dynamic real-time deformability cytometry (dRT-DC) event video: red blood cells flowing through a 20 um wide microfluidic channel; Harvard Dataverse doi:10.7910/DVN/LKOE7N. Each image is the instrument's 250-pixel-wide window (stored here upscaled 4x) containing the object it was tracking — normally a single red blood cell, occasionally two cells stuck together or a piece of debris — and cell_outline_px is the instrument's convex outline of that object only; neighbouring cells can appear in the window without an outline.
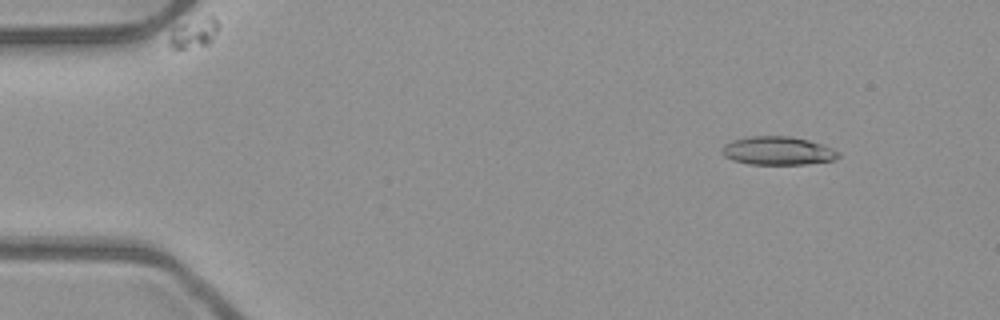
{"species": "common noctule bat (a hibernating species)", "species_latin": "Nyctalus noctula", "temperature_condition": "room temperature", "stored_images_in_passage": 50, "camera_frame_rate_fps": 3000, "um_per_image_px": 0.085, "animal": {"sex": "male", "body_mass_g": 23.1, "forearm_length_mm": 52.7}, "frame": {"image": 1, "passage_image": 4, "time_ms": 1.0, "image_size_px": [1000, 320], "cell_outline_px": [[840, 156], [832, 160], [804, 164], [748, 164], [732, 160], [724, 156], [720, 152], [720, 148], [724, 144], [732, 140], [752, 136], [792, 136], [824, 144], [840, 152]], "centroid_in_image_um": [66.08, 12.81], "position_along_channel_um": 18.9, "area_um2": 19.42}}
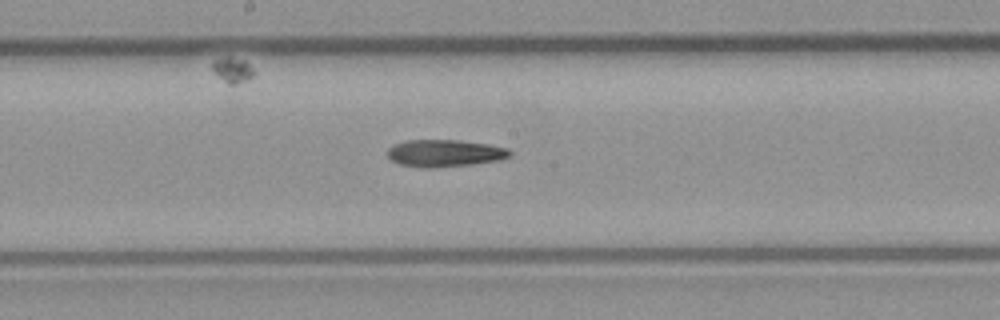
{"frame": {"image": 2, "passage_image": 26, "time_ms": 8.333, "image_size_px": [1000, 320], "cell_outline_px": [[512, 156], [500, 160], [472, 164], [432, 168], [420, 168], [400, 164], [392, 160], [388, 156], [388, 148], [392, 144], [404, 140], [456, 140], [488, 144], [508, 148], [512, 152]], "centroid_in_image_um": [37.8, 13.02], "position_along_channel_um": 210.4, "area_um2": 19.54}}
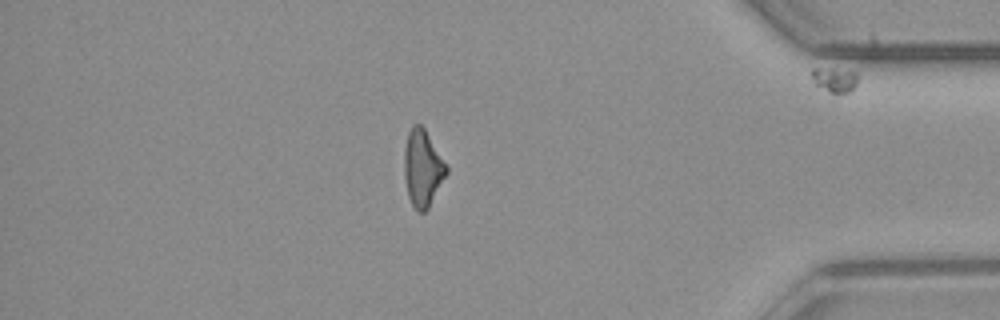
{"frame": {"image": 3, "passage_image": 43, "time_ms": 14.0, "image_size_px": [1000, 320], "cell_outline_px": [[448, 172], [428, 208], [424, 212], [416, 212], [408, 196], [404, 176], [404, 148], [408, 132], [412, 124], [420, 124], [424, 128], [448, 168]], "centroid_in_image_um": [35.9, 14.3], "position_along_channel_um": 399.3, "area_um2": 18.73}}